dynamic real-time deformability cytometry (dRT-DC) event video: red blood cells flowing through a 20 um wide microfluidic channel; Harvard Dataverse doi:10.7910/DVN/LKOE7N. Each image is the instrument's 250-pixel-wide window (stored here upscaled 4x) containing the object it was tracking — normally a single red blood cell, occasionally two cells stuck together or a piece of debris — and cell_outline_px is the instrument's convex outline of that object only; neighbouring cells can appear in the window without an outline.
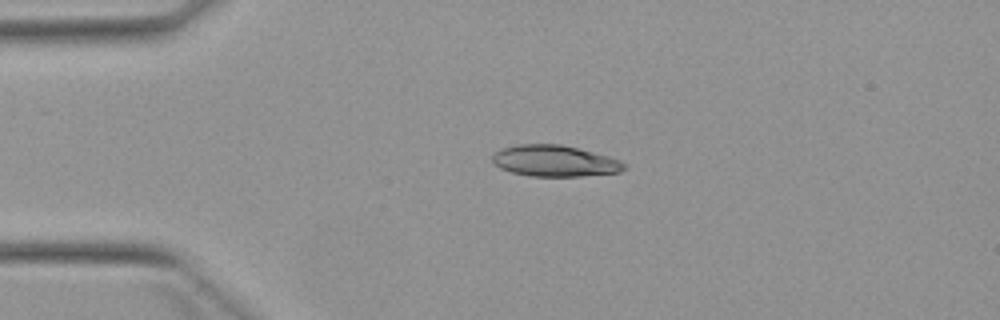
{"species": "Egyptian fruit bat (a non-hibernating species)", "species_latin": "Rousettus aegyptiacus", "temperature_condition": "warm", "stored_images_in_passage": 4, "camera_frame_rate_fps": 3000, "um_per_image_px": 0.085, "animal": {"sex": "female"}, "frame": {"image": 1, "passage_image": 2, "time_ms": 2.0, "image_size_px": [1000, 320], "cell_outline_px": [[628, 168], [620, 172], [580, 176], [528, 176], [512, 172], [500, 168], [492, 160], [492, 156], [500, 148], [516, 144], [560, 144], [608, 156], [620, 160], [628, 164]], "centroid_in_image_um": [47.17, 13.68], "position_along_channel_um": 37.8, "area_um2": 24.04}}
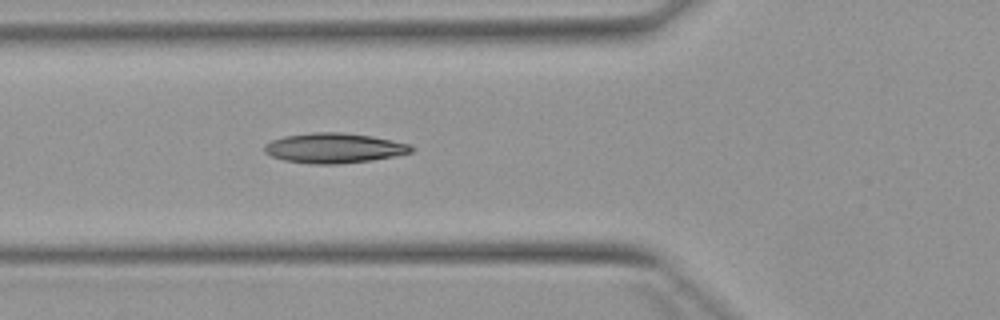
{"frame": {"image": 2, "passage_image": 4, "time_ms": 4.333, "image_size_px": [1000, 320], "cell_outline_px": [[416, 148], [412, 152], [396, 156], [372, 160], [340, 164], [312, 164], [284, 160], [272, 156], [264, 152], [264, 144], [272, 140], [284, 136], [312, 132], [340, 132], [372, 136], [412, 144]], "centroid_in_image_um": [28.43, 12.58], "position_along_channel_um": 97.4, "area_um2": 25.89}}